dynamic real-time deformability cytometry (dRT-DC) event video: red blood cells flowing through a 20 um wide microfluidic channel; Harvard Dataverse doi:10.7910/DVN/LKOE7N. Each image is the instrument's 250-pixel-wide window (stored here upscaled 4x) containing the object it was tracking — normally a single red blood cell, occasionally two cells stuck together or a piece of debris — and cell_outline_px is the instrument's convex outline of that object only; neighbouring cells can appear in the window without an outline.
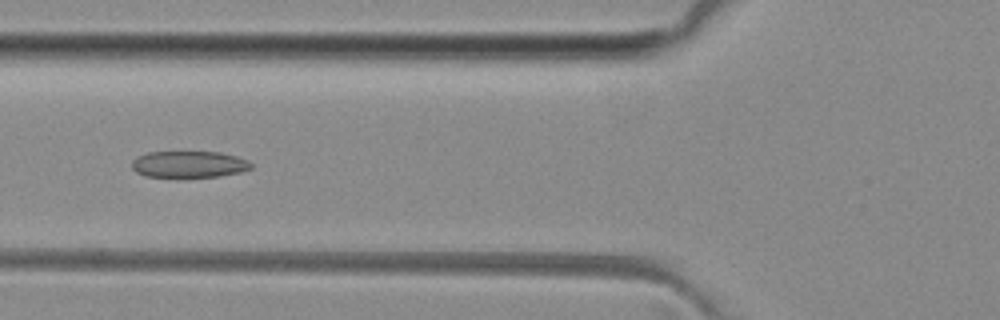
{"species": "common noctule bat (a hibernating species)", "species_latin": "Nyctalus noctula", "temperature_condition": "room temperature", "stored_images_in_passage": 13, "camera_frame_rate_fps": 3000, "um_per_image_px": 0.085, "animal": {"sex": "female", "body_mass_g": 29.2, "forearm_length_mm": 56.3}, "frame": {"image": 1, "passage_image": 8, "time_ms": 2.333, "image_size_px": [1000, 320], "cell_outline_px": [[252, 168], [244, 172], [220, 176], [176, 180], [144, 176], [136, 172], [132, 168], [132, 160], [136, 156], [148, 152], [220, 152], [236, 156], [248, 160], [252, 164]], "centroid_in_image_um": [16.04, 14.02], "position_along_channel_um": 109.8, "area_um2": 19.54}}